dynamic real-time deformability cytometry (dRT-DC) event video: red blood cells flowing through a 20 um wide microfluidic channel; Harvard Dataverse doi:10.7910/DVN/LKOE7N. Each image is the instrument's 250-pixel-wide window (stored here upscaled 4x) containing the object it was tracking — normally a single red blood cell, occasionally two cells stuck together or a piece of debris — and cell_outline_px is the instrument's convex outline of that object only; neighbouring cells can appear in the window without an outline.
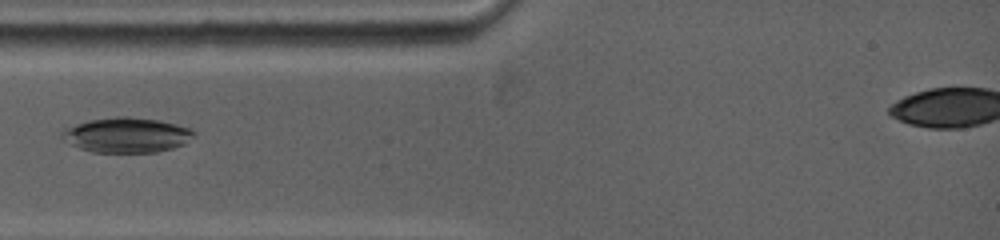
{"species": "common noctule bat (a hibernating species)", "species_latin": "Nyctalus noctula", "temperature_condition": "warm", "stored_images_in_passage": 2, "camera_frame_rate_fps": 5000, "um_per_image_px": 0.085, "animal": {"sex": "female", "body_mass_g": 19.0, "forearm_length_mm": 53.3}, "frame": {"image": 1, "passage_image": 1, "time_ms": 0.0, "image_size_px": [1000, 240], "cell_outline_px": [[196, 136], [184, 144], [172, 148], [156, 152], [92, 152], [68, 144], [60, 136], [60, 132], [64, 128], [88, 120], [116, 116], [128, 116], [160, 120], [192, 128], [196, 132]], "centroid_in_image_um": [10.77, 11.47], "position_along_channel_um": 74.2, "area_um2": 27.28}}